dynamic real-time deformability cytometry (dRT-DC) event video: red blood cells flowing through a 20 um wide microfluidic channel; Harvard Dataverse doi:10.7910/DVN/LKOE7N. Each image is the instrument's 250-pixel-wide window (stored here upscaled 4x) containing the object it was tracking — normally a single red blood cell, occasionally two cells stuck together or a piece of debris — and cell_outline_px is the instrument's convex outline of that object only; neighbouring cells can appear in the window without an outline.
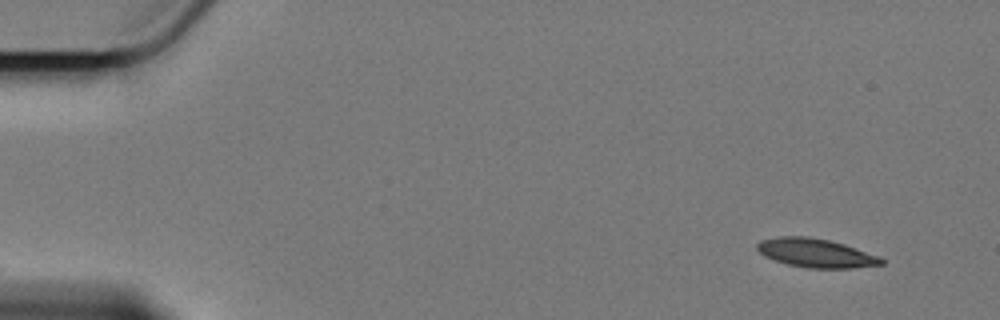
{"species": "Egyptian fruit bat (a non-hibernating species)", "species_latin": "Rousettus aegyptiacus", "temperature_condition": "cold", "stored_images_in_passage": 31, "camera_frame_rate_fps": 3000, "um_per_image_px": 0.085, "animal": {"sex": "female"}, "frame": {"image": 1, "passage_image": 1, "time_ms": 0.0, "image_size_px": [1000, 320], "cell_outline_px": [[884, 264], [852, 268], [808, 268], [788, 264], [764, 256], [756, 248], [756, 244], [760, 240], [776, 236], [808, 236], [828, 240], [844, 244], [880, 256], [884, 260]], "centroid_in_image_um": [69.34, 21.5], "position_along_channel_um": 15.7, "area_um2": 20.87}}
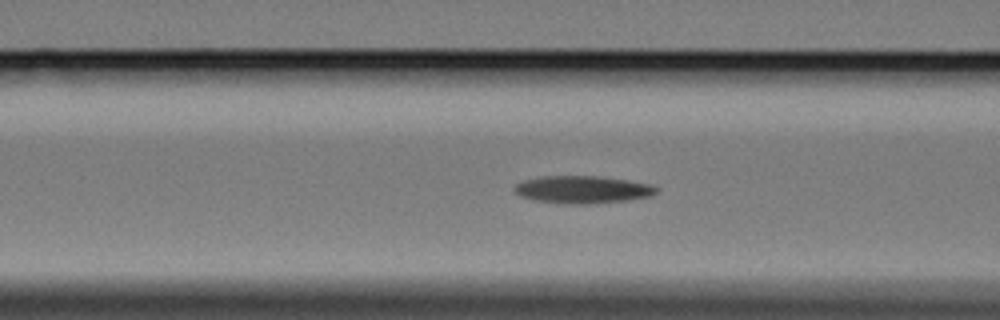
{"frame": {"image": 2, "passage_image": 20, "time_ms": 6.333, "image_size_px": [1000, 320], "cell_outline_px": [[660, 188], [652, 196], [628, 200], [588, 204], [568, 204], [532, 200], [520, 196], [512, 188], [516, 184], [524, 180], [540, 176], [596, 176], [628, 180], [652, 184]], "centroid_in_image_um": [49.53, 16.11], "position_along_channel_um": 117.1, "area_um2": 22.95}}
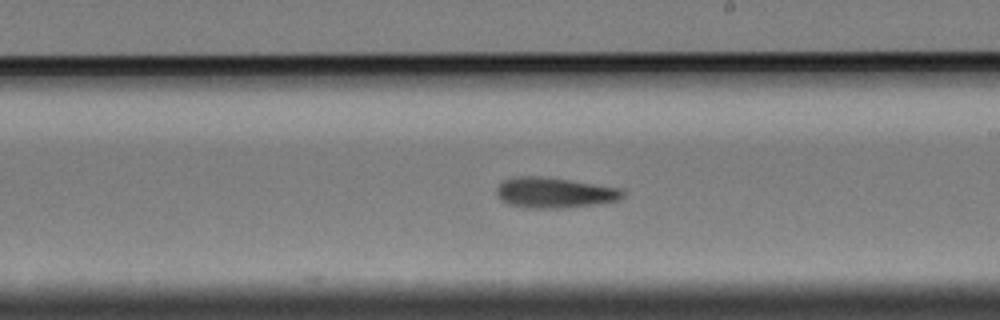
{"frame": {"image": 3, "passage_image": 31, "time_ms": 10.0, "image_size_px": [1000, 320], "cell_outline_px": [[624, 196], [620, 200], [600, 204], [564, 208], [528, 208], [508, 204], [500, 200], [496, 192], [496, 188], [504, 180], [512, 176], [544, 176], [624, 188]], "centroid_in_image_um": [47.16, 16.37], "position_along_channel_um": 241.8, "area_um2": 22.89}}